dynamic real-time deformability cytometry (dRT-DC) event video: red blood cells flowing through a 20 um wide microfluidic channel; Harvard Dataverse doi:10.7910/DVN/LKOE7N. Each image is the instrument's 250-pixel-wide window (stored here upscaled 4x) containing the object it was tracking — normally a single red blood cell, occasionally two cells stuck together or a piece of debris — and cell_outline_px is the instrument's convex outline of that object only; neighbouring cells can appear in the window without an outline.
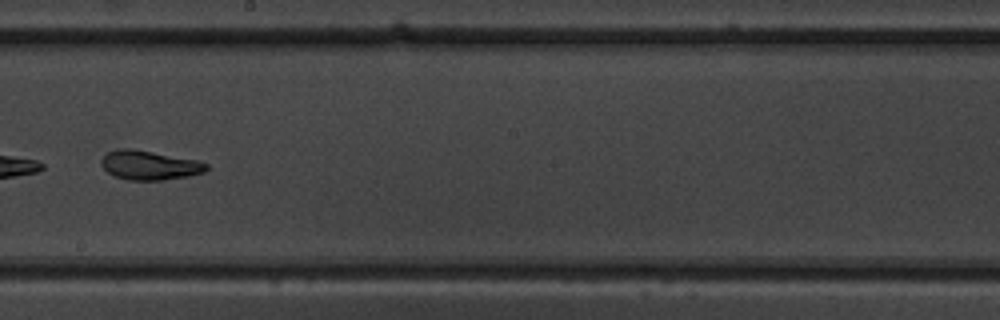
{"species": "common noctule bat (a hibernating species)", "species_latin": "Nyctalus noctula", "temperature_condition": "warm", "stored_images_in_passage": 39, "camera_frame_rate_fps": 3000, "um_per_image_px": 0.085, "animal": {"sex": "male", "body_mass_g": 19.5, "forearm_length_mm": 54.6}, "frame": {"image": 1, "passage_image": 19, "time_ms": 6.0, "image_size_px": [1000, 320], "cell_outline_px": [[208, 168], [204, 172], [188, 176], [164, 180], [128, 180], [112, 176], [100, 164], [100, 160], [108, 152], [116, 148], [128, 148], [152, 152], [196, 160], [208, 164]], "centroid_in_image_um": [12.66, 14.05], "position_along_channel_um": 235.5, "area_um2": 17.86}}
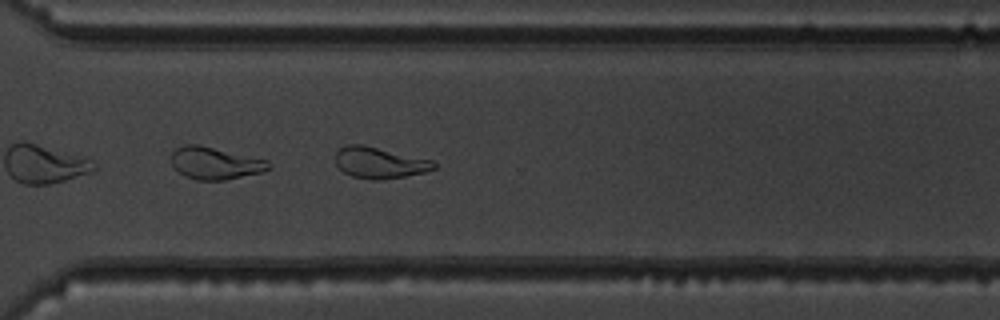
{"frame": {"image": 2, "passage_image": 27, "time_ms": 8.667, "image_size_px": [1000, 320], "cell_outline_px": [[436, 168], [428, 172], [380, 180], [372, 180], [352, 176], [344, 172], [336, 164], [336, 152], [340, 148], [348, 144], [364, 144], [432, 160], [436, 164]], "centroid_in_image_um": [32.28, 13.83], "position_along_channel_um": 338.3, "area_um2": 17.98}}
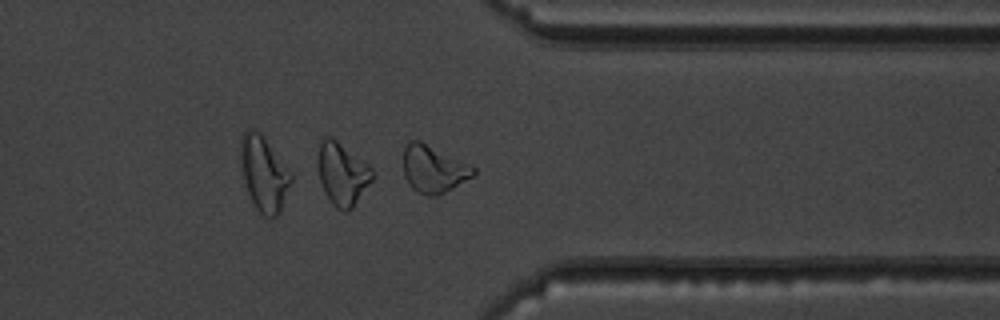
{"frame": {"image": 3, "passage_image": 30, "time_ms": 9.667, "image_size_px": [1000, 320], "cell_outline_px": [[476, 172], [472, 176], [452, 188], [436, 196], [424, 196], [416, 192], [412, 188], [404, 176], [404, 148], [408, 140], [420, 140], [472, 164], [476, 168]], "centroid_in_image_um": [36.85, 14.35], "position_along_channel_um": 374.6, "area_um2": 19.54}, "authors_computed_cell_mechanics": {"area_um2": 18.207, "velocity_mm_per_s": 3.8594, "shape_relaxation_time_tau1_ms": null, "shape_relaxation_time_tau2_ms": 2.9848, "deformation_change_tau1": null, "deformation_change_tau2": 0.0907}}